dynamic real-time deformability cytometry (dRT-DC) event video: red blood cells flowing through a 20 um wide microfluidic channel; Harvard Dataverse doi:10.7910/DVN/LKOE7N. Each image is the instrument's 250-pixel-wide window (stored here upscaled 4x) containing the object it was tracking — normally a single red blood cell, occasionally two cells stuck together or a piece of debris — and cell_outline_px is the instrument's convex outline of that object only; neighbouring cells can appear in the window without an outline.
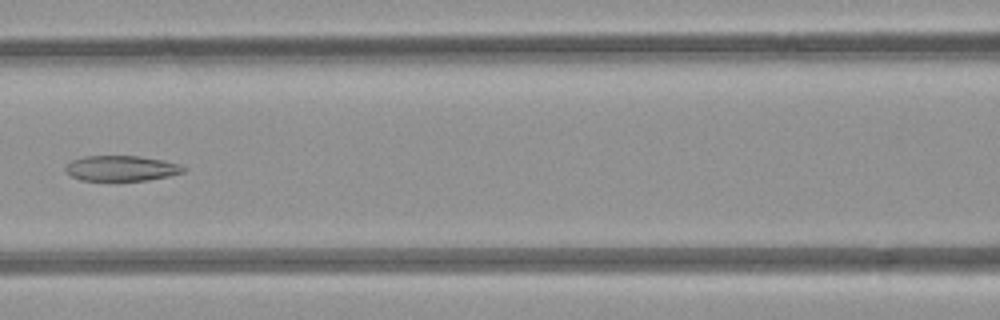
{"species": "common noctule bat (a hibernating species)", "species_latin": "Nyctalus noctula", "temperature_condition": "room temperature", "stored_images_in_passage": 5, "camera_frame_rate_fps": 3000, "um_per_image_px": 0.085, "animal": {"sex": "female", "body_mass_g": 21.9}, "frame": {"image": 1, "passage_image": 5, "time_ms": 4.667, "image_size_px": [1000, 320], "cell_outline_px": [[188, 168], [184, 172], [168, 176], [148, 180], [116, 184], [80, 180], [72, 176], [64, 168], [64, 164], [72, 160], [84, 156], [140, 156], [164, 160], [180, 164]], "centroid_in_image_um": [10.3, 14.35], "position_along_channel_um": 156.3, "area_um2": 18.5}}